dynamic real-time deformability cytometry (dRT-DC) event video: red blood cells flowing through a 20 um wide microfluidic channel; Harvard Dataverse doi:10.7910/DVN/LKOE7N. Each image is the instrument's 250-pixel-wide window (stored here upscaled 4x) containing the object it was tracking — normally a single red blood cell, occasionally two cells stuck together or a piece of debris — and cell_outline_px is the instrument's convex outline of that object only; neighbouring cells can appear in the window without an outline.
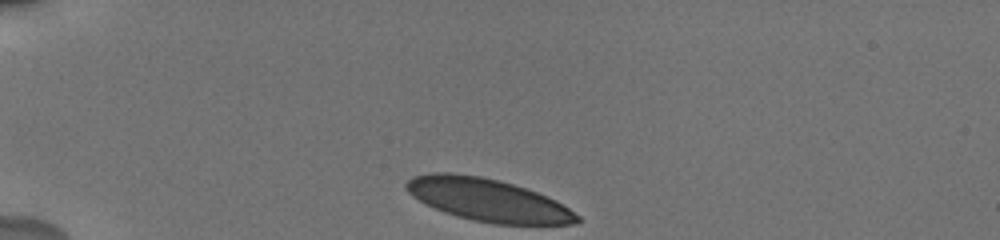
{"species": "human", "species_latin": "Homo sapiens", "temperature_condition": "cold", "stored_images_in_passage": 10, "camera_frame_rate_fps": 3000, "um_per_image_px": 0.085, "donor": {"sex": "male"}, "frame": {"image": 1, "passage_image": 1, "time_ms": 0.0, "image_size_px": [1000, 240], "cell_outline_px": [[580, 220], [576, 224], [496, 224], [472, 220], [444, 212], [412, 196], [404, 188], [404, 184], [412, 176], [428, 172], [448, 172], [480, 176], [500, 180], [548, 196], [556, 200], [580, 216]], "centroid_in_image_um": [41.45, 16.98], "position_along_channel_um": 43.5, "area_um2": 42.31}}